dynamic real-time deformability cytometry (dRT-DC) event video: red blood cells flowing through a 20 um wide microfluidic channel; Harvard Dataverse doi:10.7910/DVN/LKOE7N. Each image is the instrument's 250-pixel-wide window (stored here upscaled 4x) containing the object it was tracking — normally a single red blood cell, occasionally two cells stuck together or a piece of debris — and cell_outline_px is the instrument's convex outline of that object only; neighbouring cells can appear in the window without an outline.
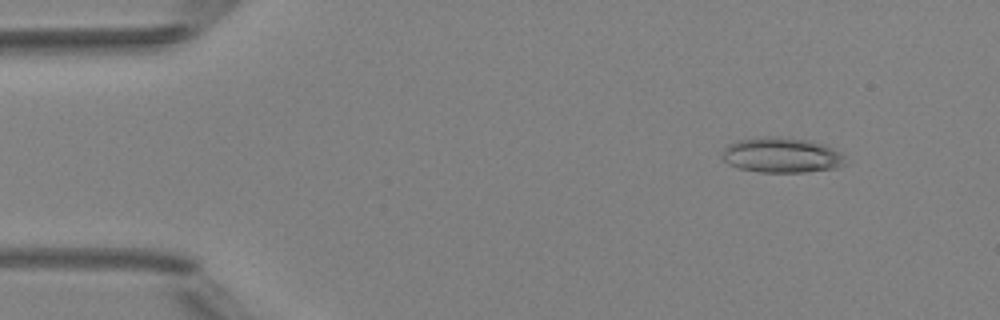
{"species": "Egyptian fruit bat (a non-hibernating species)", "species_latin": "Rousettus aegyptiacus", "temperature_condition": "room temperature", "stored_images_in_passage": 4, "camera_frame_rate_fps": 3000, "um_per_image_px": 0.085, "animal": {"sex": "female"}, "frame": {"image": 1, "passage_image": 2, "time_ms": 1.333, "image_size_px": [1000, 320], "cell_outline_px": [[848, 164], [836, 168], [804, 172], [760, 172], [740, 168], [728, 164], [720, 156], [724, 148], [728, 144], [740, 140], [764, 136], [780, 136], [808, 140], [824, 144], [840, 152], [844, 156]], "centroid_in_image_um": [66.45, 13.18], "position_along_channel_um": 18.5, "area_um2": 25.49}}